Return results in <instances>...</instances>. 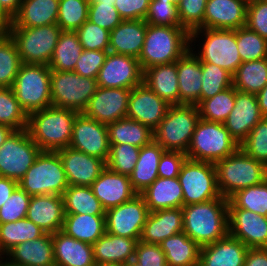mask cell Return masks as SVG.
Instances as JSON below:
<instances>
[{
    "label": "cell",
    "instance_id": "cell-1",
    "mask_svg": "<svg viewBox=\"0 0 267 266\" xmlns=\"http://www.w3.org/2000/svg\"><path fill=\"white\" fill-rule=\"evenodd\" d=\"M183 232L200 247L229 234L228 199L217 198L182 207Z\"/></svg>",
    "mask_w": 267,
    "mask_h": 266
},
{
    "label": "cell",
    "instance_id": "cell-2",
    "mask_svg": "<svg viewBox=\"0 0 267 266\" xmlns=\"http://www.w3.org/2000/svg\"><path fill=\"white\" fill-rule=\"evenodd\" d=\"M73 109L49 106L28 115L27 132L42 151L69 147L75 117Z\"/></svg>",
    "mask_w": 267,
    "mask_h": 266
},
{
    "label": "cell",
    "instance_id": "cell-3",
    "mask_svg": "<svg viewBox=\"0 0 267 266\" xmlns=\"http://www.w3.org/2000/svg\"><path fill=\"white\" fill-rule=\"evenodd\" d=\"M190 49V33L181 26L147 24L144 45L138 58L142 71L177 61Z\"/></svg>",
    "mask_w": 267,
    "mask_h": 266
},
{
    "label": "cell",
    "instance_id": "cell-4",
    "mask_svg": "<svg viewBox=\"0 0 267 266\" xmlns=\"http://www.w3.org/2000/svg\"><path fill=\"white\" fill-rule=\"evenodd\" d=\"M217 185L222 197L229 199L237 191L267 179V167L245 154L240 148L214 163Z\"/></svg>",
    "mask_w": 267,
    "mask_h": 266
},
{
    "label": "cell",
    "instance_id": "cell-5",
    "mask_svg": "<svg viewBox=\"0 0 267 266\" xmlns=\"http://www.w3.org/2000/svg\"><path fill=\"white\" fill-rule=\"evenodd\" d=\"M199 119L197 105H170L165 117L153 131L154 140L165 151L186 154Z\"/></svg>",
    "mask_w": 267,
    "mask_h": 266
},
{
    "label": "cell",
    "instance_id": "cell-6",
    "mask_svg": "<svg viewBox=\"0 0 267 266\" xmlns=\"http://www.w3.org/2000/svg\"><path fill=\"white\" fill-rule=\"evenodd\" d=\"M239 149V144L230 135L223 123L199 119L189 148L187 159L215 163Z\"/></svg>",
    "mask_w": 267,
    "mask_h": 266
},
{
    "label": "cell",
    "instance_id": "cell-7",
    "mask_svg": "<svg viewBox=\"0 0 267 266\" xmlns=\"http://www.w3.org/2000/svg\"><path fill=\"white\" fill-rule=\"evenodd\" d=\"M18 186L29 196H62L69 185L58 152L41 151Z\"/></svg>",
    "mask_w": 267,
    "mask_h": 266
},
{
    "label": "cell",
    "instance_id": "cell-8",
    "mask_svg": "<svg viewBox=\"0 0 267 266\" xmlns=\"http://www.w3.org/2000/svg\"><path fill=\"white\" fill-rule=\"evenodd\" d=\"M23 64L48 65L62 32L55 23L39 27H9Z\"/></svg>",
    "mask_w": 267,
    "mask_h": 266
},
{
    "label": "cell",
    "instance_id": "cell-9",
    "mask_svg": "<svg viewBox=\"0 0 267 266\" xmlns=\"http://www.w3.org/2000/svg\"><path fill=\"white\" fill-rule=\"evenodd\" d=\"M51 69L48 65L22 64L12 89L27 115L52 106Z\"/></svg>",
    "mask_w": 267,
    "mask_h": 266
},
{
    "label": "cell",
    "instance_id": "cell-10",
    "mask_svg": "<svg viewBox=\"0 0 267 266\" xmlns=\"http://www.w3.org/2000/svg\"><path fill=\"white\" fill-rule=\"evenodd\" d=\"M200 34L205 37H203L202 49L198 53L193 52V54L201 63H212L233 75L242 63L237 48L236 30L196 29L190 33L191 46L193 42L197 41L196 38Z\"/></svg>",
    "mask_w": 267,
    "mask_h": 266
},
{
    "label": "cell",
    "instance_id": "cell-11",
    "mask_svg": "<svg viewBox=\"0 0 267 266\" xmlns=\"http://www.w3.org/2000/svg\"><path fill=\"white\" fill-rule=\"evenodd\" d=\"M52 106L81 113L96 92L97 79L83 77L74 71H51Z\"/></svg>",
    "mask_w": 267,
    "mask_h": 266
},
{
    "label": "cell",
    "instance_id": "cell-12",
    "mask_svg": "<svg viewBox=\"0 0 267 266\" xmlns=\"http://www.w3.org/2000/svg\"><path fill=\"white\" fill-rule=\"evenodd\" d=\"M177 178L183 191V206L224 198L218 189L214 163L186 159Z\"/></svg>",
    "mask_w": 267,
    "mask_h": 266
},
{
    "label": "cell",
    "instance_id": "cell-13",
    "mask_svg": "<svg viewBox=\"0 0 267 266\" xmlns=\"http://www.w3.org/2000/svg\"><path fill=\"white\" fill-rule=\"evenodd\" d=\"M41 151L27 129L14 131L0 147V176L19 183Z\"/></svg>",
    "mask_w": 267,
    "mask_h": 266
},
{
    "label": "cell",
    "instance_id": "cell-14",
    "mask_svg": "<svg viewBox=\"0 0 267 266\" xmlns=\"http://www.w3.org/2000/svg\"><path fill=\"white\" fill-rule=\"evenodd\" d=\"M148 214L144 198L137 194L131 200L106 210V232L139 241Z\"/></svg>",
    "mask_w": 267,
    "mask_h": 266
},
{
    "label": "cell",
    "instance_id": "cell-15",
    "mask_svg": "<svg viewBox=\"0 0 267 266\" xmlns=\"http://www.w3.org/2000/svg\"><path fill=\"white\" fill-rule=\"evenodd\" d=\"M69 147L106 163L110 149L107 125L85 116L82 112L78 113Z\"/></svg>",
    "mask_w": 267,
    "mask_h": 266
},
{
    "label": "cell",
    "instance_id": "cell-16",
    "mask_svg": "<svg viewBox=\"0 0 267 266\" xmlns=\"http://www.w3.org/2000/svg\"><path fill=\"white\" fill-rule=\"evenodd\" d=\"M142 83L143 71L137 58L108 52L97 77L99 87L132 89Z\"/></svg>",
    "mask_w": 267,
    "mask_h": 266
},
{
    "label": "cell",
    "instance_id": "cell-17",
    "mask_svg": "<svg viewBox=\"0 0 267 266\" xmlns=\"http://www.w3.org/2000/svg\"><path fill=\"white\" fill-rule=\"evenodd\" d=\"M131 89L97 88L83 114L108 125L126 117Z\"/></svg>",
    "mask_w": 267,
    "mask_h": 266
},
{
    "label": "cell",
    "instance_id": "cell-18",
    "mask_svg": "<svg viewBox=\"0 0 267 266\" xmlns=\"http://www.w3.org/2000/svg\"><path fill=\"white\" fill-rule=\"evenodd\" d=\"M169 104L144 83L131 89L126 117L154 131L165 117Z\"/></svg>",
    "mask_w": 267,
    "mask_h": 266
},
{
    "label": "cell",
    "instance_id": "cell-19",
    "mask_svg": "<svg viewBox=\"0 0 267 266\" xmlns=\"http://www.w3.org/2000/svg\"><path fill=\"white\" fill-rule=\"evenodd\" d=\"M229 235L248 248H267V217L242 208H228Z\"/></svg>",
    "mask_w": 267,
    "mask_h": 266
},
{
    "label": "cell",
    "instance_id": "cell-20",
    "mask_svg": "<svg viewBox=\"0 0 267 266\" xmlns=\"http://www.w3.org/2000/svg\"><path fill=\"white\" fill-rule=\"evenodd\" d=\"M57 152L62 160L69 186H91L106 167L102 159L70 147Z\"/></svg>",
    "mask_w": 267,
    "mask_h": 266
},
{
    "label": "cell",
    "instance_id": "cell-21",
    "mask_svg": "<svg viewBox=\"0 0 267 266\" xmlns=\"http://www.w3.org/2000/svg\"><path fill=\"white\" fill-rule=\"evenodd\" d=\"M262 118L257 96L235 89L234 108L223 124L239 145Z\"/></svg>",
    "mask_w": 267,
    "mask_h": 266
},
{
    "label": "cell",
    "instance_id": "cell-22",
    "mask_svg": "<svg viewBox=\"0 0 267 266\" xmlns=\"http://www.w3.org/2000/svg\"><path fill=\"white\" fill-rule=\"evenodd\" d=\"M91 188L105 210L123 204L137 195L128 175L114 172L107 166L92 183Z\"/></svg>",
    "mask_w": 267,
    "mask_h": 266
},
{
    "label": "cell",
    "instance_id": "cell-23",
    "mask_svg": "<svg viewBox=\"0 0 267 266\" xmlns=\"http://www.w3.org/2000/svg\"><path fill=\"white\" fill-rule=\"evenodd\" d=\"M247 6L243 0H208L203 28L236 30L244 27Z\"/></svg>",
    "mask_w": 267,
    "mask_h": 266
},
{
    "label": "cell",
    "instance_id": "cell-24",
    "mask_svg": "<svg viewBox=\"0 0 267 266\" xmlns=\"http://www.w3.org/2000/svg\"><path fill=\"white\" fill-rule=\"evenodd\" d=\"M64 201L59 195L31 196L27 216L45 233L61 231L64 223Z\"/></svg>",
    "mask_w": 267,
    "mask_h": 266
},
{
    "label": "cell",
    "instance_id": "cell-25",
    "mask_svg": "<svg viewBox=\"0 0 267 266\" xmlns=\"http://www.w3.org/2000/svg\"><path fill=\"white\" fill-rule=\"evenodd\" d=\"M193 48L177 61L179 86V105H199L202 88V70L200 60L193 54Z\"/></svg>",
    "mask_w": 267,
    "mask_h": 266
},
{
    "label": "cell",
    "instance_id": "cell-26",
    "mask_svg": "<svg viewBox=\"0 0 267 266\" xmlns=\"http://www.w3.org/2000/svg\"><path fill=\"white\" fill-rule=\"evenodd\" d=\"M248 249L228 234L219 241L200 247L198 266H243Z\"/></svg>",
    "mask_w": 267,
    "mask_h": 266
},
{
    "label": "cell",
    "instance_id": "cell-27",
    "mask_svg": "<svg viewBox=\"0 0 267 266\" xmlns=\"http://www.w3.org/2000/svg\"><path fill=\"white\" fill-rule=\"evenodd\" d=\"M147 23L145 20H123L109 36V52L139 58L144 45Z\"/></svg>",
    "mask_w": 267,
    "mask_h": 266
},
{
    "label": "cell",
    "instance_id": "cell-28",
    "mask_svg": "<svg viewBox=\"0 0 267 266\" xmlns=\"http://www.w3.org/2000/svg\"><path fill=\"white\" fill-rule=\"evenodd\" d=\"M183 232L182 208L160 209L149 212L140 241L160 244L166 238Z\"/></svg>",
    "mask_w": 267,
    "mask_h": 266
},
{
    "label": "cell",
    "instance_id": "cell-29",
    "mask_svg": "<svg viewBox=\"0 0 267 266\" xmlns=\"http://www.w3.org/2000/svg\"><path fill=\"white\" fill-rule=\"evenodd\" d=\"M5 256L9 263L17 266H52L55 264L52 234L18 244Z\"/></svg>",
    "mask_w": 267,
    "mask_h": 266
},
{
    "label": "cell",
    "instance_id": "cell-30",
    "mask_svg": "<svg viewBox=\"0 0 267 266\" xmlns=\"http://www.w3.org/2000/svg\"><path fill=\"white\" fill-rule=\"evenodd\" d=\"M54 262L58 266H96L92 244L67 236L62 231L52 234Z\"/></svg>",
    "mask_w": 267,
    "mask_h": 266
},
{
    "label": "cell",
    "instance_id": "cell-31",
    "mask_svg": "<svg viewBox=\"0 0 267 266\" xmlns=\"http://www.w3.org/2000/svg\"><path fill=\"white\" fill-rule=\"evenodd\" d=\"M138 241L105 232L92 246L97 264H126L134 259Z\"/></svg>",
    "mask_w": 267,
    "mask_h": 266
},
{
    "label": "cell",
    "instance_id": "cell-32",
    "mask_svg": "<svg viewBox=\"0 0 267 266\" xmlns=\"http://www.w3.org/2000/svg\"><path fill=\"white\" fill-rule=\"evenodd\" d=\"M143 83L169 105H179L176 61L145 69Z\"/></svg>",
    "mask_w": 267,
    "mask_h": 266
},
{
    "label": "cell",
    "instance_id": "cell-33",
    "mask_svg": "<svg viewBox=\"0 0 267 266\" xmlns=\"http://www.w3.org/2000/svg\"><path fill=\"white\" fill-rule=\"evenodd\" d=\"M140 195L144 198L149 212L183 207V191L177 177H158Z\"/></svg>",
    "mask_w": 267,
    "mask_h": 266
},
{
    "label": "cell",
    "instance_id": "cell-34",
    "mask_svg": "<svg viewBox=\"0 0 267 266\" xmlns=\"http://www.w3.org/2000/svg\"><path fill=\"white\" fill-rule=\"evenodd\" d=\"M60 0H22L10 27H39L55 24Z\"/></svg>",
    "mask_w": 267,
    "mask_h": 266
},
{
    "label": "cell",
    "instance_id": "cell-35",
    "mask_svg": "<svg viewBox=\"0 0 267 266\" xmlns=\"http://www.w3.org/2000/svg\"><path fill=\"white\" fill-rule=\"evenodd\" d=\"M164 152L165 150L155 140L140 148L138 161L129 176L137 194L142 193L159 177L158 165Z\"/></svg>",
    "mask_w": 267,
    "mask_h": 266
},
{
    "label": "cell",
    "instance_id": "cell-36",
    "mask_svg": "<svg viewBox=\"0 0 267 266\" xmlns=\"http://www.w3.org/2000/svg\"><path fill=\"white\" fill-rule=\"evenodd\" d=\"M61 231L93 245L106 232L105 215L65 214Z\"/></svg>",
    "mask_w": 267,
    "mask_h": 266
},
{
    "label": "cell",
    "instance_id": "cell-37",
    "mask_svg": "<svg viewBox=\"0 0 267 266\" xmlns=\"http://www.w3.org/2000/svg\"><path fill=\"white\" fill-rule=\"evenodd\" d=\"M167 266H198L200 246L184 232L175 234L160 243Z\"/></svg>",
    "mask_w": 267,
    "mask_h": 266
},
{
    "label": "cell",
    "instance_id": "cell-38",
    "mask_svg": "<svg viewBox=\"0 0 267 266\" xmlns=\"http://www.w3.org/2000/svg\"><path fill=\"white\" fill-rule=\"evenodd\" d=\"M109 144H130L138 148L154 140V132L138 121L122 118L107 125Z\"/></svg>",
    "mask_w": 267,
    "mask_h": 266
},
{
    "label": "cell",
    "instance_id": "cell-39",
    "mask_svg": "<svg viewBox=\"0 0 267 266\" xmlns=\"http://www.w3.org/2000/svg\"><path fill=\"white\" fill-rule=\"evenodd\" d=\"M46 233L39 226L27 218L16 222L0 224V257L13 247L28 240H35Z\"/></svg>",
    "mask_w": 267,
    "mask_h": 266
},
{
    "label": "cell",
    "instance_id": "cell-40",
    "mask_svg": "<svg viewBox=\"0 0 267 266\" xmlns=\"http://www.w3.org/2000/svg\"><path fill=\"white\" fill-rule=\"evenodd\" d=\"M267 84V58L243 62L233 74L237 91L257 95Z\"/></svg>",
    "mask_w": 267,
    "mask_h": 266
},
{
    "label": "cell",
    "instance_id": "cell-41",
    "mask_svg": "<svg viewBox=\"0 0 267 266\" xmlns=\"http://www.w3.org/2000/svg\"><path fill=\"white\" fill-rule=\"evenodd\" d=\"M62 197L65 214L105 215L106 213L91 186H68Z\"/></svg>",
    "mask_w": 267,
    "mask_h": 266
},
{
    "label": "cell",
    "instance_id": "cell-42",
    "mask_svg": "<svg viewBox=\"0 0 267 266\" xmlns=\"http://www.w3.org/2000/svg\"><path fill=\"white\" fill-rule=\"evenodd\" d=\"M82 51L76 32L62 31L48 66L51 71H74Z\"/></svg>",
    "mask_w": 267,
    "mask_h": 266
},
{
    "label": "cell",
    "instance_id": "cell-43",
    "mask_svg": "<svg viewBox=\"0 0 267 266\" xmlns=\"http://www.w3.org/2000/svg\"><path fill=\"white\" fill-rule=\"evenodd\" d=\"M17 46L7 32H0V87H12L22 65Z\"/></svg>",
    "mask_w": 267,
    "mask_h": 266
},
{
    "label": "cell",
    "instance_id": "cell-44",
    "mask_svg": "<svg viewBox=\"0 0 267 266\" xmlns=\"http://www.w3.org/2000/svg\"><path fill=\"white\" fill-rule=\"evenodd\" d=\"M235 105V88L231 86L199 105L200 118L209 122L223 123Z\"/></svg>",
    "mask_w": 267,
    "mask_h": 266
},
{
    "label": "cell",
    "instance_id": "cell-45",
    "mask_svg": "<svg viewBox=\"0 0 267 266\" xmlns=\"http://www.w3.org/2000/svg\"><path fill=\"white\" fill-rule=\"evenodd\" d=\"M228 208H242L267 217V179L237 191L228 199Z\"/></svg>",
    "mask_w": 267,
    "mask_h": 266
},
{
    "label": "cell",
    "instance_id": "cell-46",
    "mask_svg": "<svg viewBox=\"0 0 267 266\" xmlns=\"http://www.w3.org/2000/svg\"><path fill=\"white\" fill-rule=\"evenodd\" d=\"M27 120L12 87H0V124L19 131L27 128Z\"/></svg>",
    "mask_w": 267,
    "mask_h": 266
},
{
    "label": "cell",
    "instance_id": "cell-47",
    "mask_svg": "<svg viewBox=\"0 0 267 266\" xmlns=\"http://www.w3.org/2000/svg\"><path fill=\"white\" fill-rule=\"evenodd\" d=\"M202 88L200 103L233 86V75L212 63H201Z\"/></svg>",
    "mask_w": 267,
    "mask_h": 266
},
{
    "label": "cell",
    "instance_id": "cell-48",
    "mask_svg": "<svg viewBox=\"0 0 267 266\" xmlns=\"http://www.w3.org/2000/svg\"><path fill=\"white\" fill-rule=\"evenodd\" d=\"M56 24L62 31H76L88 20V0H60Z\"/></svg>",
    "mask_w": 267,
    "mask_h": 266
},
{
    "label": "cell",
    "instance_id": "cell-49",
    "mask_svg": "<svg viewBox=\"0 0 267 266\" xmlns=\"http://www.w3.org/2000/svg\"><path fill=\"white\" fill-rule=\"evenodd\" d=\"M236 41L242 63L267 58V40L246 26L236 29Z\"/></svg>",
    "mask_w": 267,
    "mask_h": 266
},
{
    "label": "cell",
    "instance_id": "cell-50",
    "mask_svg": "<svg viewBox=\"0 0 267 266\" xmlns=\"http://www.w3.org/2000/svg\"><path fill=\"white\" fill-rule=\"evenodd\" d=\"M140 148L130 144H110L106 166L119 174L130 176L139 158Z\"/></svg>",
    "mask_w": 267,
    "mask_h": 266
},
{
    "label": "cell",
    "instance_id": "cell-51",
    "mask_svg": "<svg viewBox=\"0 0 267 266\" xmlns=\"http://www.w3.org/2000/svg\"><path fill=\"white\" fill-rule=\"evenodd\" d=\"M239 148L267 167V117H263L240 143Z\"/></svg>",
    "mask_w": 267,
    "mask_h": 266
},
{
    "label": "cell",
    "instance_id": "cell-52",
    "mask_svg": "<svg viewBox=\"0 0 267 266\" xmlns=\"http://www.w3.org/2000/svg\"><path fill=\"white\" fill-rule=\"evenodd\" d=\"M116 0H92L89 2L88 20L101 28L112 31L123 19L115 8Z\"/></svg>",
    "mask_w": 267,
    "mask_h": 266
},
{
    "label": "cell",
    "instance_id": "cell-53",
    "mask_svg": "<svg viewBox=\"0 0 267 266\" xmlns=\"http://www.w3.org/2000/svg\"><path fill=\"white\" fill-rule=\"evenodd\" d=\"M145 22L150 25L181 26L178 7L170 1L150 0Z\"/></svg>",
    "mask_w": 267,
    "mask_h": 266
},
{
    "label": "cell",
    "instance_id": "cell-54",
    "mask_svg": "<svg viewBox=\"0 0 267 266\" xmlns=\"http://www.w3.org/2000/svg\"><path fill=\"white\" fill-rule=\"evenodd\" d=\"M75 32L83 49L109 51L110 31L107 29L87 20Z\"/></svg>",
    "mask_w": 267,
    "mask_h": 266
},
{
    "label": "cell",
    "instance_id": "cell-55",
    "mask_svg": "<svg viewBox=\"0 0 267 266\" xmlns=\"http://www.w3.org/2000/svg\"><path fill=\"white\" fill-rule=\"evenodd\" d=\"M30 199L31 196L17 186L10 198L0 207V224L26 218Z\"/></svg>",
    "mask_w": 267,
    "mask_h": 266
},
{
    "label": "cell",
    "instance_id": "cell-56",
    "mask_svg": "<svg viewBox=\"0 0 267 266\" xmlns=\"http://www.w3.org/2000/svg\"><path fill=\"white\" fill-rule=\"evenodd\" d=\"M208 0H181L178 7L181 27L189 33L203 29L205 7Z\"/></svg>",
    "mask_w": 267,
    "mask_h": 266
},
{
    "label": "cell",
    "instance_id": "cell-57",
    "mask_svg": "<svg viewBox=\"0 0 267 266\" xmlns=\"http://www.w3.org/2000/svg\"><path fill=\"white\" fill-rule=\"evenodd\" d=\"M109 51L83 49L74 72L80 76L97 79L99 70L105 62Z\"/></svg>",
    "mask_w": 267,
    "mask_h": 266
},
{
    "label": "cell",
    "instance_id": "cell-58",
    "mask_svg": "<svg viewBox=\"0 0 267 266\" xmlns=\"http://www.w3.org/2000/svg\"><path fill=\"white\" fill-rule=\"evenodd\" d=\"M245 26L267 40V0L248 4Z\"/></svg>",
    "mask_w": 267,
    "mask_h": 266
},
{
    "label": "cell",
    "instance_id": "cell-59",
    "mask_svg": "<svg viewBox=\"0 0 267 266\" xmlns=\"http://www.w3.org/2000/svg\"><path fill=\"white\" fill-rule=\"evenodd\" d=\"M134 260L142 266H167L165 253L160 244L138 241Z\"/></svg>",
    "mask_w": 267,
    "mask_h": 266
},
{
    "label": "cell",
    "instance_id": "cell-60",
    "mask_svg": "<svg viewBox=\"0 0 267 266\" xmlns=\"http://www.w3.org/2000/svg\"><path fill=\"white\" fill-rule=\"evenodd\" d=\"M187 155L179 151H165L158 165V175L161 178H175L180 174L181 166Z\"/></svg>",
    "mask_w": 267,
    "mask_h": 266
},
{
    "label": "cell",
    "instance_id": "cell-61",
    "mask_svg": "<svg viewBox=\"0 0 267 266\" xmlns=\"http://www.w3.org/2000/svg\"><path fill=\"white\" fill-rule=\"evenodd\" d=\"M150 0H116L115 8L123 20H144Z\"/></svg>",
    "mask_w": 267,
    "mask_h": 266
},
{
    "label": "cell",
    "instance_id": "cell-62",
    "mask_svg": "<svg viewBox=\"0 0 267 266\" xmlns=\"http://www.w3.org/2000/svg\"><path fill=\"white\" fill-rule=\"evenodd\" d=\"M243 266H267V248H249Z\"/></svg>",
    "mask_w": 267,
    "mask_h": 266
},
{
    "label": "cell",
    "instance_id": "cell-63",
    "mask_svg": "<svg viewBox=\"0 0 267 266\" xmlns=\"http://www.w3.org/2000/svg\"><path fill=\"white\" fill-rule=\"evenodd\" d=\"M17 186V181L0 176V207L10 198Z\"/></svg>",
    "mask_w": 267,
    "mask_h": 266
},
{
    "label": "cell",
    "instance_id": "cell-64",
    "mask_svg": "<svg viewBox=\"0 0 267 266\" xmlns=\"http://www.w3.org/2000/svg\"><path fill=\"white\" fill-rule=\"evenodd\" d=\"M13 22V16L0 2V32H6Z\"/></svg>",
    "mask_w": 267,
    "mask_h": 266
},
{
    "label": "cell",
    "instance_id": "cell-65",
    "mask_svg": "<svg viewBox=\"0 0 267 266\" xmlns=\"http://www.w3.org/2000/svg\"><path fill=\"white\" fill-rule=\"evenodd\" d=\"M256 96L262 116L267 117V84Z\"/></svg>",
    "mask_w": 267,
    "mask_h": 266
},
{
    "label": "cell",
    "instance_id": "cell-66",
    "mask_svg": "<svg viewBox=\"0 0 267 266\" xmlns=\"http://www.w3.org/2000/svg\"><path fill=\"white\" fill-rule=\"evenodd\" d=\"M2 6L14 16L21 5L22 0H0Z\"/></svg>",
    "mask_w": 267,
    "mask_h": 266
},
{
    "label": "cell",
    "instance_id": "cell-67",
    "mask_svg": "<svg viewBox=\"0 0 267 266\" xmlns=\"http://www.w3.org/2000/svg\"><path fill=\"white\" fill-rule=\"evenodd\" d=\"M14 131L10 127L0 124V147Z\"/></svg>",
    "mask_w": 267,
    "mask_h": 266
},
{
    "label": "cell",
    "instance_id": "cell-68",
    "mask_svg": "<svg viewBox=\"0 0 267 266\" xmlns=\"http://www.w3.org/2000/svg\"><path fill=\"white\" fill-rule=\"evenodd\" d=\"M1 259H4V257H0V266H17V265H14V264H11L9 263L7 260H1ZM5 261V262H4Z\"/></svg>",
    "mask_w": 267,
    "mask_h": 266
},
{
    "label": "cell",
    "instance_id": "cell-69",
    "mask_svg": "<svg viewBox=\"0 0 267 266\" xmlns=\"http://www.w3.org/2000/svg\"><path fill=\"white\" fill-rule=\"evenodd\" d=\"M124 266H142L141 264L137 263L134 259L130 260Z\"/></svg>",
    "mask_w": 267,
    "mask_h": 266
},
{
    "label": "cell",
    "instance_id": "cell-70",
    "mask_svg": "<svg viewBox=\"0 0 267 266\" xmlns=\"http://www.w3.org/2000/svg\"><path fill=\"white\" fill-rule=\"evenodd\" d=\"M96 266H124L121 264H113V263H107V264H97Z\"/></svg>",
    "mask_w": 267,
    "mask_h": 266
},
{
    "label": "cell",
    "instance_id": "cell-71",
    "mask_svg": "<svg viewBox=\"0 0 267 266\" xmlns=\"http://www.w3.org/2000/svg\"><path fill=\"white\" fill-rule=\"evenodd\" d=\"M164 1H170L171 3L175 4L176 6H178L181 2V0H164Z\"/></svg>",
    "mask_w": 267,
    "mask_h": 266
},
{
    "label": "cell",
    "instance_id": "cell-72",
    "mask_svg": "<svg viewBox=\"0 0 267 266\" xmlns=\"http://www.w3.org/2000/svg\"><path fill=\"white\" fill-rule=\"evenodd\" d=\"M247 5L253 2H256L258 0H243Z\"/></svg>",
    "mask_w": 267,
    "mask_h": 266
}]
</instances>
